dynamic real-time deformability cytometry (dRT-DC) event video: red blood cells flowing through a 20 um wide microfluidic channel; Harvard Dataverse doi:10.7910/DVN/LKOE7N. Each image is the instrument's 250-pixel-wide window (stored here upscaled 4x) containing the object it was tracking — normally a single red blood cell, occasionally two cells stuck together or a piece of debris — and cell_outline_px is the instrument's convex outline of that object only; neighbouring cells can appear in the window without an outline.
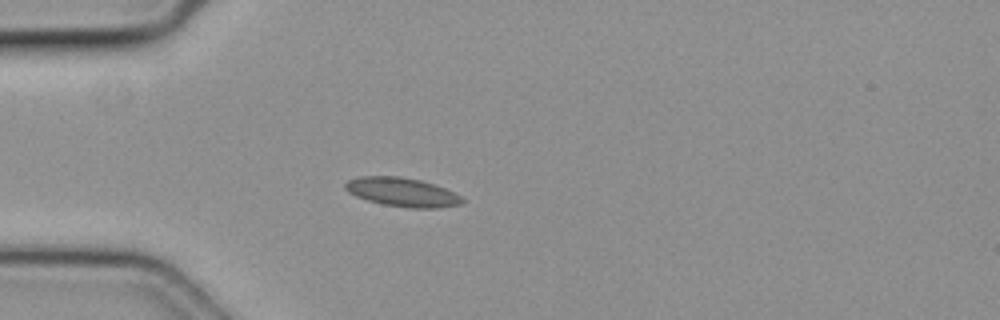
{"species": "common noctule bat (a hibernating species)", "species_latin": "Nyctalus noctula", "temperature_condition": "cold", "stored_images_in_passage": 50, "camera_frame_rate_fps": 3000, "um_per_image_px": 0.085, "animal": {"sex": "female", "body_mass_g": 19.3, "forearm_length_mm": 54.1}, "frame": {"image": 1, "passage_image": 14, "time_ms": 4.333, "image_size_px": [1000, 320], "cell_outline_px": [[464, 200], [460, 204], [440, 208], [412, 208], [384, 204], [368, 200], [356, 196], [348, 192], [344, 188], [344, 184], [348, 180], [360, 176], [400, 176], [420, 180], [444, 188], [460, 196]], "centroid_in_image_um": [34.15, 16.33], "position_along_channel_um": 50.8, "area_um2": 19.48}}
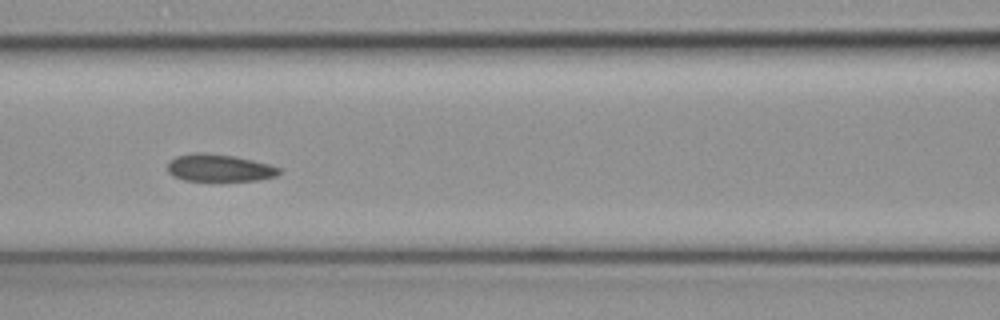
{"frame": {"image": 2, "passage_image": 22, "time_ms": 7.0, "image_size_px": [1000, 320], "cell_outline_px": [[280, 172], [276, 176], [256, 180], [184, 180], [172, 176], [168, 172], [168, 160], [176, 156], [196, 152], [200, 152], [236, 156], [268, 164], [280, 168]], "centroid_in_image_um": [18.59, 14.26], "position_along_channel_um": 148.0, "area_um2": 17.63}}
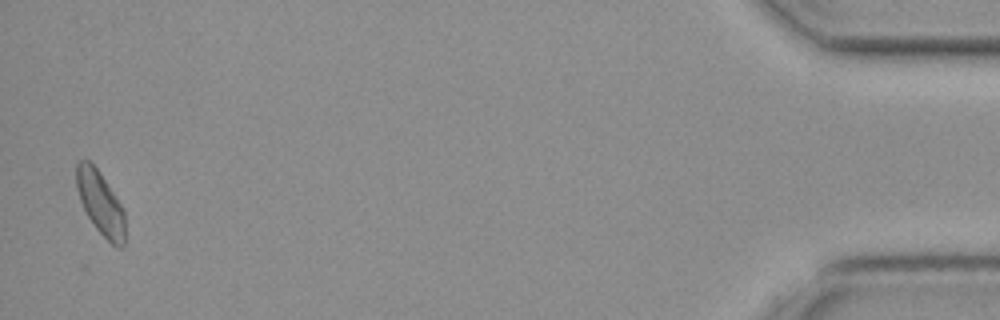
{"frame": {"image": 3, "passage_image": 49, "time_ms": 16.0, "image_size_px": [1000, 320], "cell_outline_px": [[124, 244], [120, 248], [112, 244], [96, 228], [88, 216], [80, 200], [76, 188], [76, 164], [80, 160], [88, 160], [100, 172], [120, 204], [124, 212]], "centroid_in_image_um": [8.51, 17.24], "position_along_channel_um": 426.7, "area_um2": 17.57}}